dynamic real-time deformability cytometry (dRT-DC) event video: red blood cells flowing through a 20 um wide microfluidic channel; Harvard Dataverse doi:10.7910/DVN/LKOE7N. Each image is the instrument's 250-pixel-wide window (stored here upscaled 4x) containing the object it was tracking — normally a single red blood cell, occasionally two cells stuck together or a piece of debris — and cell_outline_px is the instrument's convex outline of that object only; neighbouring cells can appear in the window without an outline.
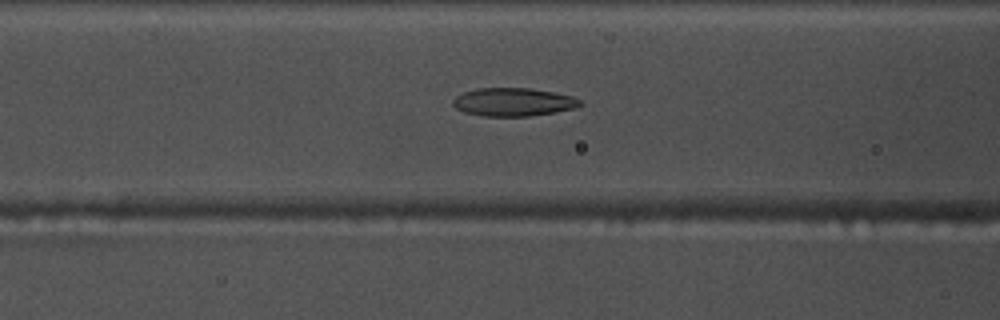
{"species": "common noctule bat (a hibernating species)", "species_latin": "Nyctalus noctula", "temperature_condition": "warm", "stored_images_in_passage": 50, "camera_frame_rate_fps": 3000, "um_per_image_px": 0.085, "animal": {"sex": "male", "body_mass_g": 17.5, "forearm_length_mm": 52.3}, "frame": {"image": 1, "passage_image": 17, "time_ms": 5.333, "image_size_px": [1000, 320], "cell_outline_px": [[584, 104], [576, 108], [556, 112], [528, 116], [484, 116], [464, 112], [456, 108], [452, 104], [452, 100], [456, 96], [464, 92], [476, 88], [528, 88], [552, 92], [572, 96], [580, 100]], "centroid_in_image_um": [43.63, 8.67], "position_along_channel_um": 123.0, "area_um2": 20.92}}
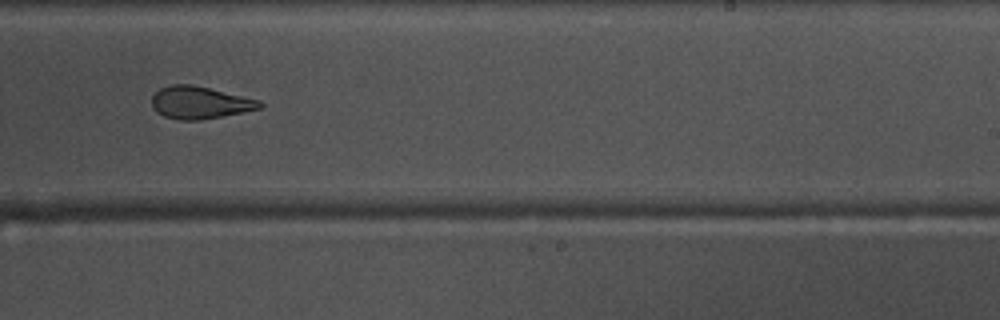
{"frame": {"image": 2, "passage_image": 29, "time_ms": 9.333, "image_size_px": [1000, 320], "cell_outline_px": [[264, 104], [260, 108], [200, 120], [180, 120], [164, 116], [156, 112], [152, 108], [152, 96], [160, 88], [172, 84], [192, 84], [260, 100]], "centroid_in_image_um": [16.94, 8.71], "position_along_channel_um": 272.1, "area_um2": 20.17}}
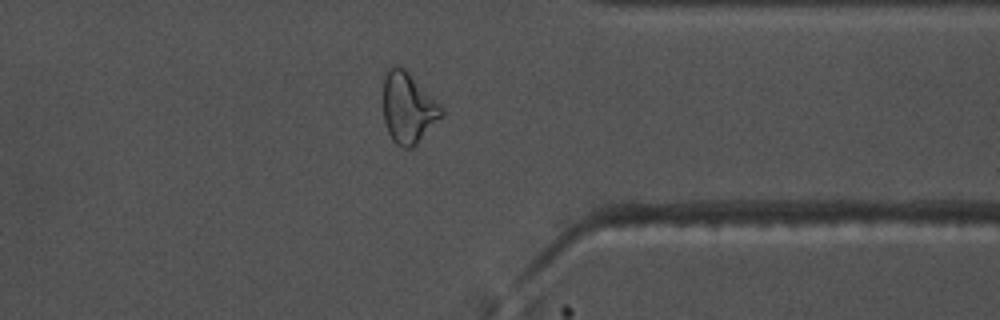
{"frame": {"image": 3, "passage_image": 38, "time_ms": 12.333, "image_size_px": [1000, 320], "cell_outline_px": [[444, 116], [412, 148], [404, 148], [396, 144], [392, 140], [388, 132], [384, 120], [384, 76], [388, 68], [392, 64], [396, 64], [404, 68], [440, 104], [444, 112]], "centroid_in_image_um": [34.69, 9.17], "position_along_channel_um": 376.7, "area_um2": 24.04}, "authors_computed_cell_mechanics": {"area_um2": 21.9929, "velocity_mm_per_s": 3.7366, "shape_relaxation_time_tau1_ms": null, "shape_relaxation_time_tau2_ms": 2.7929, "deformation_change_tau1": null, "deformation_change_tau2": 0.1069}}